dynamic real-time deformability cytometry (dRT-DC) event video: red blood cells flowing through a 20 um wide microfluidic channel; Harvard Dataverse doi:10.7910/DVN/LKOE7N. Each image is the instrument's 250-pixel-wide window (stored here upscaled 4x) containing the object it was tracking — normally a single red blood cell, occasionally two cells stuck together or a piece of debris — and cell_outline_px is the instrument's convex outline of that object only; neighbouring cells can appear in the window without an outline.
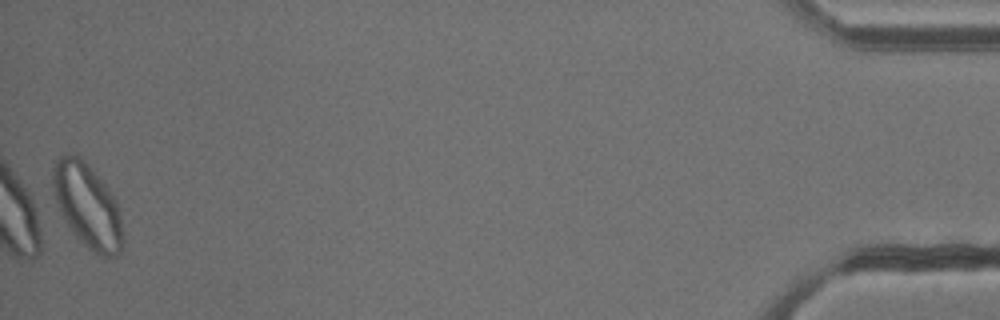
{"species": "common noctule bat (a hibernating species)", "species_latin": "Nyctalus noctula", "temperature_condition": "cold", "stored_images_in_passage": 38, "camera_frame_rate_fps": 3000, "um_per_image_px": 0.085, "animal": {"sex": "male", "body_mass_g": 13.3}, "frame": {"image": 1, "passage_image": 38, "time_ms": 12.333, "image_size_px": [1000, 320], "cell_outline_px": [[124, 244], [120, 252], [116, 256], [104, 260], [92, 252], [72, 232], [64, 220], [60, 212], [52, 192], [52, 168], [56, 160], [60, 156], [76, 152], [92, 168], [108, 188], [116, 200], [124, 236]], "centroid_in_image_um": [7.43, 17.5], "position_along_channel_um": 427.8, "area_um2": 35.03}, "authors_computed_cell_mechanics": {"area_um2": 20.4034, "velocity_mm_per_s": 3.789, "shape_relaxation_time_tau1_ms": 9.7368, "shape_relaxation_time_tau2_ms": 2.6172, "deformation_change_tau1": 0.234, "deformation_change_tau2": 0.0932}}